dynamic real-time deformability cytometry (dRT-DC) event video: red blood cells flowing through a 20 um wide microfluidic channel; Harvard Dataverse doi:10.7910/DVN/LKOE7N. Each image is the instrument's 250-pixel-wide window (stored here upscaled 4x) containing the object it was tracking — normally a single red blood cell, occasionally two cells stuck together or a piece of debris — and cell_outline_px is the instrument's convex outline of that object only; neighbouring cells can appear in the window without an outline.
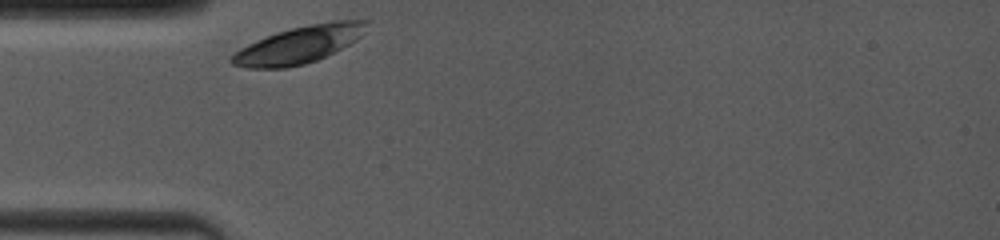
{"species": "common noctule bat (a hibernating species)", "species_latin": "Nyctalus noctula", "temperature_condition": "room temperature", "stored_images_in_passage": 14, "camera_frame_rate_fps": 4000, "um_per_image_px": 0.085, "animal": {"sex": "female", "body_mass_g": 19.0, "forearm_length_mm": 53.3}, "frame": {"image": 1, "passage_image": 1, "time_ms": 0.0, "image_size_px": [1000, 240], "cell_outline_px": [[368, 20], [360, 36], [356, 40], [316, 60], [304, 64], [284, 68], [248, 68], [232, 64], [228, 60], [240, 48], [256, 40], [276, 32], [308, 24], [336, 20]], "centroid_in_image_um": [25.36, 3.8], "position_along_channel_um": 59.6, "area_um2": 28.67}}
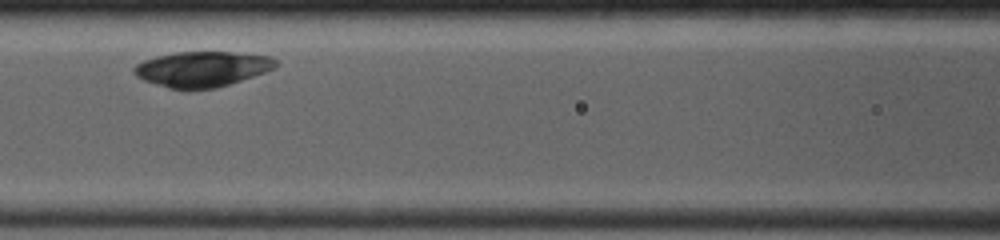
{"frame": {"image": 2, "passage_image": 6, "time_ms": 2.5, "image_size_px": [1000, 240], "cell_outline_px": [[276, 64], [272, 68], [264, 72], [216, 88], [168, 88], [144, 80], [136, 76], [132, 72], [132, 68], [136, 64], [144, 60], [156, 56], [172, 52], [232, 52], [272, 56], [276, 60]], "centroid_in_image_um": [17.13, 5.84], "position_along_channel_um": 149.5, "area_um2": 28.84}}
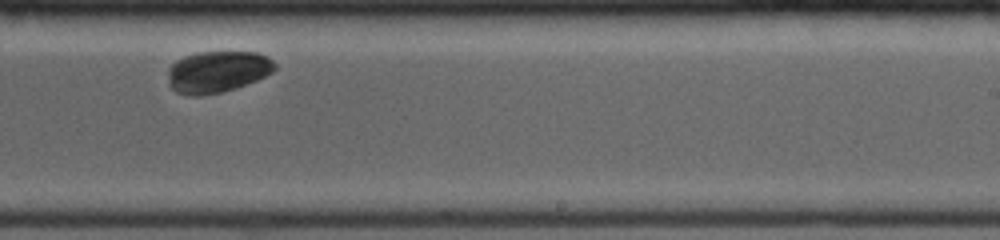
{"frame": {"image": 3, "passage_image": 13, "time_ms": 5.75, "image_size_px": [1000, 240], "cell_outline_px": [[276, 68], [272, 72], [256, 80], [236, 88], [220, 92], [200, 96], [192, 96], [176, 92], [168, 84], [168, 68], [176, 60], [184, 56], [196, 52], [256, 52], [268, 56], [276, 64]], "centroid_in_image_um": [18.46, 6.09], "position_along_channel_um": 270.5, "area_um2": 26.01}}